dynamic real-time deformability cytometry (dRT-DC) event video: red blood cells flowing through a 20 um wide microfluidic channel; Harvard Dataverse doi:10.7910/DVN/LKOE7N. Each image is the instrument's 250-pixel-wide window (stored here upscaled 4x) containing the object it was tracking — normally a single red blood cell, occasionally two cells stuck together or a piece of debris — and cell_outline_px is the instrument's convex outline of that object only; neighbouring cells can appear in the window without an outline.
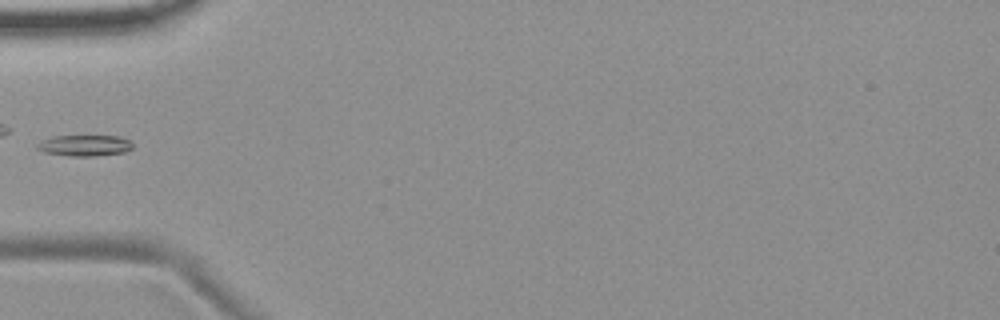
{"species": "common noctule bat (a hibernating species)", "species_latin": "Nyctalus noctula", "temperature_condition": "room temperature", "stored_images_in_passage": 31, "camera_frame_rate_fps": 3000, "um_per_image_px": 0.085, "animal": {"sex": "female", "body_mass_g": 19.9}, "frame": {"image": 1, "passage_image": 1, "time_ms": 0.0, "image_size_px": [1000, 320], "cell_outline_px": [[132, 148], [124, 152], [96, 156], [68, 156], [44, 152], [36, 148], [36, 144], [52, 136], [116, 136], [128, 140], [132, 144]], "centroid_in_image_um": [7.17, 12.37], "position_along_channel_um": 77.8, "area_um2": 11.62}}